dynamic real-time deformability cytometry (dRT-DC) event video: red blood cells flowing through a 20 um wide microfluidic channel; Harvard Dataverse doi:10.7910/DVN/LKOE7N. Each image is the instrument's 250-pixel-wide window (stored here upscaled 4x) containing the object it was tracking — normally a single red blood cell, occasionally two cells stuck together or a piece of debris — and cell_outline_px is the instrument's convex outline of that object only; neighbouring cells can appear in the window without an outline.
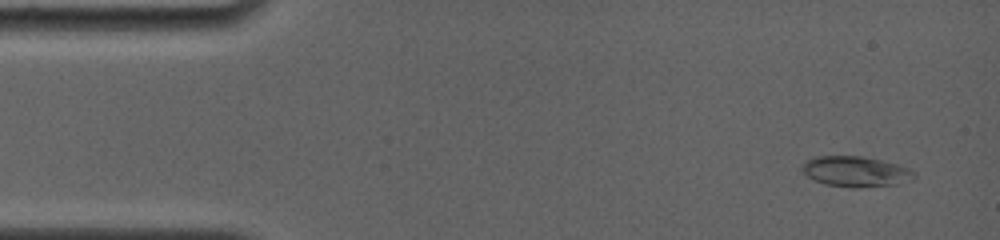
{"species": "common noctule bat (a hibernating species)", "species_latin": "Nyctalus noctula", "temperature_condition": "room temperature", "stored_images_in_passage": 35, "camera_frame_rate_fps": 4000, "um_per_image_px": 0.085, "animal": {"sex": "female", "body_mass_g": 19.0, "forearm_length_mm": 56.7}, "frame": {"image": 1, "passage_image": 1, "time_ms": 0.0, "image_size_px": [1000, 240], "cell_outline_px": [[916, 176], [912, 180], [896, 184], [860, 188], [852, 188], [824, 184], [808, 176], [800, 168], [800, 164], [816, 156], [860, 156], [880, 160], [896, 164], [908, 168], [916, 172]], "centroid_in_image_um": [72.73, 14.59], "position_along_channel_um": 12.3, "area_um2": 19.94}}
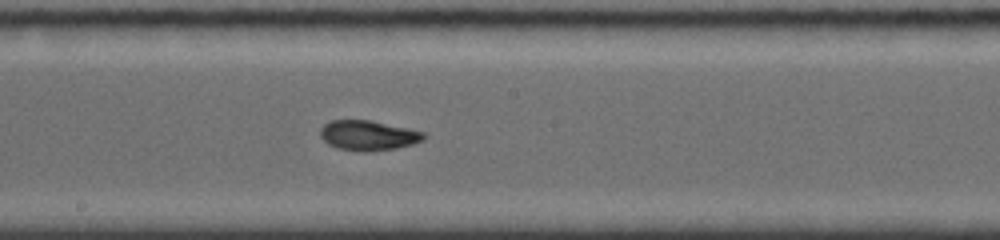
{"frame": {"image": 2, "passage_image": 16, "time_ms": 8.0, "image_size_px": [1000, 240], "cell_outline_px": [[428, 136], [424, 140], [412, 144], [396, 148], [364, 152], [336, 148], [328, 144], [320, 136], [320, 128], [324, 124], [332, 120], [372, 120], [408, 128], [424, 132]], "centroid_in_image_um": [31.31, 11.5], "position_along_channel_um": 216.9, "area_um2": 18.21}}
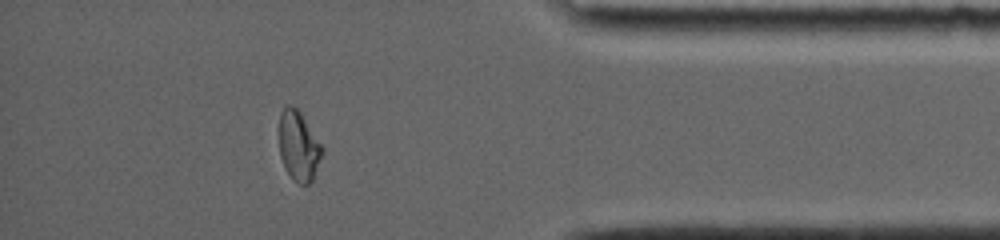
{"frame": {"image": 3, "passage_image": 30, "time_ms": 13.5, "image_size_px": [1000, 240], "cell_outline_px": [[324, 152], [312, 180], [308, 184], [300, 184], [292, 180], [284, 168], [280, 156], [280, 112], [288, 104], [292, 104], [300, 112], [324, 148]], "centroid_in_image_um": [25.39, 12.43], "position_along_channel_um": 409.8, "area_um2": 17.51}, "authors_computed_cell_mechanics": {"area_um2": 17.8602, "velocity_mm_per_s": 3.8191, "shape_relaxation_time_tau1_ms": 8.5979, "shape_relaxation_time_tau2_ms": 1.475, "deformation_change_tau1": 0.2878, "deformation_change_tau2": 0.0511}}